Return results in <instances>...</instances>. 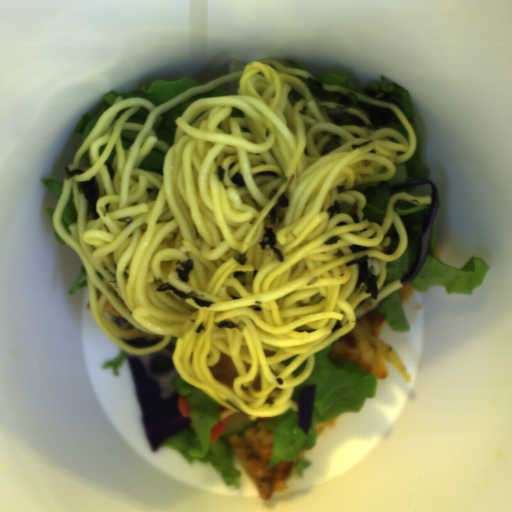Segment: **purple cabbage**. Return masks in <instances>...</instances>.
Returning <instances> with one entry per match:
<instances>
[{"instance_id":"obj_1","label":"purple cabbage","mask_w":512,"mask_h":512,"mask_svg":"<svg viewBox=\"0 0 512 512\" xmlns=\"http://www.w3.org/2000/svg\"><path fill=\"white\" fill-rule=\"evenodd\" d=\"M178 338L148 354L128 353L126 359L135 385L138 404L143 414L145 436L153 450L183 431L192 429L191 416L180 410V392L171 383L179 374L173 365Z\"/></svg>"},{"instance_id":"obj_2","label":"purple cabbage","mask_w":512,"mask_h":512,"mask_svg":"<svg viewBox=\"0 0 512 512\" xmlns=\"http://www.w3.org/2000/svg\"><path fill=\"white\" fill-rule=\"evenodd\" d=\"M429 185L430 199L432 204L429 205V211L425 222L424 229L418 239V256L407 271L406 275L400 280L402 287L415 280L424 266L427 258L428 246L432 238L434 225L438 212L440 193L437 184L432 179L413 180L405 183L390 185V189L401 190L413 186Z\"/></svg>"},{"instance_id":"obj_3","label":"purple cabbage","mask_w":512,"mask_h":512,"mask_svg":"<svg viewBox=\"0 0 512 512\" xmlns=\"http://www.w3.org/2000/svg\"><path fill=\"white\" fill-rule=\"evenodd\" d=\"M315 393L316 385H306L298 397L297 425L306 435L312 423Z\"/></svg>"},{"instance_id":"obj_4","label":"purple cabbage","mask_w":512,"mask_h":512,"mask_svg":"<svg viewBox=\"0 0 512 512\" xmlns=\"http://www.w3.org/2000/svg\"><path fill=\"white\" fill-rule=\"evenodd\" d=\"M161 337H153V336H142V337H135V338H124L119 339L122 342L126 343L129 346L138 348V349H144L149 346H152L154 344H157L160 342Z\"/></svg>"},{"instance_id":"obj_5","label":"purple cabbage","mask_w":512,"mask_h":512,"mask_svg":"<svg viewBox=\"0 0 512 512\" xmlns=\"http://www.w3.org/2000/svg\"><path fill=\"white\" fill-rule=\"evenodd\" d=\"M115 322L117 323L118 328H121V329L132 330L134 328V324L129 322L123 316H117L115 319Z\"/></svg>"}]
</instances>
